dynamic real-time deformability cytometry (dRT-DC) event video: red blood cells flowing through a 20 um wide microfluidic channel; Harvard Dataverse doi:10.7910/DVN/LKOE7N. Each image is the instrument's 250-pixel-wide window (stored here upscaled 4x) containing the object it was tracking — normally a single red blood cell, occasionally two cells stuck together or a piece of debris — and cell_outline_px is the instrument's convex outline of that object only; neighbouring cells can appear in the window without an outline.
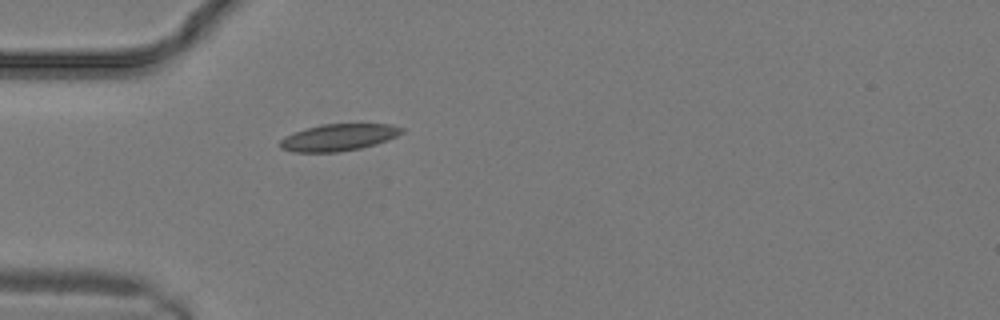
{"species": "common noctule bat (a hibernating species)", "species_latin": "Nyctalus noctula", "temperature_condition": "warm", "stored_images_in_passage": 6, "camera_frame_rate_fps": 3000, "um_per_image_px": 0.085, "animal": {"sex": "male", "body_mass_g": 19.2, "forearm_length_mm": 51.8}, "frame": {"image": 1, "passage_image": 1, "time_ms": 0.0, "image_size_px": [1000, 320], "cell_outline_px": [[404, 132], [388, 140], [376, 144], [360, 148], [336, 152], [292, 152], [280, 148], [276, 144], [284, 136], [308, 128], [324, 124], [392, 124], [404, 128]], "centroid_in_image_um": [28.77, 11.68], "position_along_channel_um": 56.2, "area_um2": 19.07}}
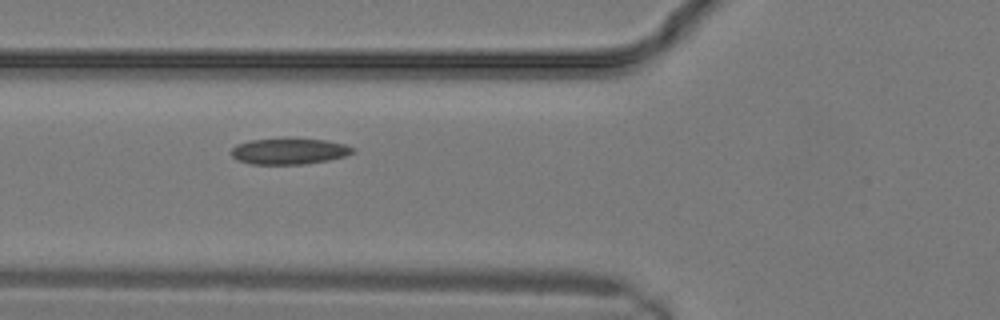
{"frame": {"image": 2, "passage_image": 3, "time_ms": 0.667, "image_size_px": [1000, 320], "cell_outline_px": [[356, 152], [344, 156], [328, 160], [304, 164], [252, 164], [236, 160], [232, 156], [232, 148], [236, 144], [248, 140], [328, 140], [344, 144], [356, 148]], "centroid_in_image_um": [24.59, 12.88], "position_along_channel_um": 101.2, "area_um2": 18.09}}
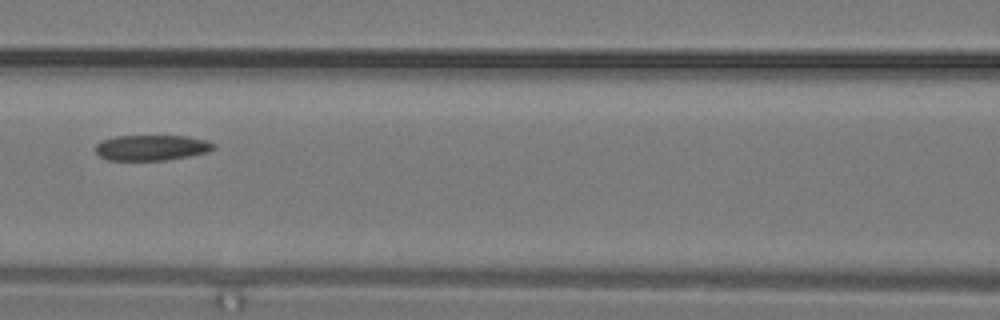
{"frame": {"image": 3, "passage_image": 5, "time_ms": 1.333, "image_size_px": [1000, 320], "cell_outline_px": [[216, 148], [208, 152], [188, 156], [164, 160], [108, 160], [100, 156], [96, 152], [96, 144], [100, 140], [116, 136], [188, 136], [204, 140], [216, 144]], "centroid_in_image_um": [12.88, 12.55], "position_along_channel_um": 153.7, "area_um2": 17.57}}